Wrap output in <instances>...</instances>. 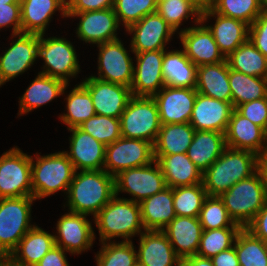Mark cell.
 Masks as SVG:
<instances>
[{"label":"cell","instance_id":"1","mask_svg":"<svg viewBox=\"0 0 267 266\" xmlns=\"http://www.w3.org/2000/svg\"><path fill=\"white\" fill-rule=\"evenodd\" d=\"M66 194L71 212L95 216L115 195V178L105 170L75 171Z\"/></svg>","mask_w":267,"mask_h":266},{"label":"cell","instance_id":"2","mask_svg":"<svg viewBox=\"0 0 267 266\" xmlns=\"http://www.w3.org/2000/svg\"><path fill=\"white\" fill-rule=\"evenodd\" d=\"M257 155L226 147L219 158L203 173L202 183L208 196H220L242 179L257 171Z\"/></svg>","mask_w":267,"mask_h":266},{"label":"cell","instance_id":"3","mask_svg":"<svg viewBox=\"0 0 267 266\" xmlns=\"http://www.w3.org/2000/svg\"><path fill=\"white\" fill-rule=\"evenodd\" d=\"M99 229L101 243L109 242L112 238L122 237V241H131L130 238L141 234L145 230L140 204L119 198L115 194L110 201L94 216Z\"/></svg>","mask_w":267,"mask_h":266},{"label":"cell","instance_id":"4","mask_svg":"<svg viewBox=\"0 0 267 266\" xmlns=\"http://www.w3.org/2000/svg\"><path fill=\"white\" fill-rule=\"evenodd\" d=\"M31 156L32 192L35 199H41L59 190L67 191L75 169L64 151L45 156ZM36 162V163H35Z\"/></svg>","mask_w":267,"mask_h":266},{"label":"cell","instance_id":"5","mask_svg":"<svg viewBox=\"0 0 267 266\" xmlns=\"http://www.w3.org/2000/svg\"><path fill=\"white\" fill-rule=\"evenodd\" d=\"M233 221L245 228L264 207L267 200L260 174L242 179L219 196Z\"/></svg>","mask_w":267,"mask_h":266},{"label":"cell","instance_id":"6","mask_svg":"<svg viewBox=\"0 0 267 266\" xmlns=\"http://www.w3.org/2000/svg\"><path fill=\"white\" fill-rule=\"evenodd\" d=\"M33 196L0 198V257H9L30 225Z\"/></svg>","mask_w":267,"mask_h":266},{"label":"cell","instance_id":"7","mask_svg":"<svg viewBox=\"0 0 267 266\" xmlns=\"http://www.w3.org/2000/svg\"><path fill=\"white\" fill-rule=\"evenodd\" d=\"M119 119L121 137L141 139L154 144L161 122L153 97L132 96Z\"/></svg>","mask_w":267,"mask_h":266},{"label":"cell","instance_id":"8","mask_svg":"<svg viewBox=\"0 0 267 266\" xmlns=\"http://www.w3.org/2000/svg\"><path fill=\"white\" fill-rule=\"evenodd\" d=\"M33 196L31 156L17 147L0 156V198Z\"/></svg>","mask_w":267,"mask_h":266},{"label":"cell","instance_id":"9","mask_svg":"<svg viewBox=\"0 0 267 266\" xmlns=\"http://www.w3.org/2000/svg\"><path fill=\"white\" fill-rule=\"evenodd\" d=\"M38 57L45 62L44 70L39 73L60 79L66 84H69V77L80 72L74 46L65 38H44V34H40Z\"/></svg>","mask_w":267,"mask_h":266},{"label":"cell","instance_id":"10","mask_svg":"<svg viewBox=\"0 0 267 266\" xmlns=\"http://www.w3.org/2000/svg\"><path fill=\"white\" fill-rule=\"evenodd\" d=\"M153 161L152 143L141 139L120 137L106 146L103 170L116 176L120 171L142 167Z\"/></svg>","mask_w":267,"mask_h":266},{"label":"cell","instance_id":"11","mask_svg":"<svg viewBox=\"0 0 267 266\" xmlns=\"http://www.w3.org/2000/svg\"><path fill=\"white\" fill-rule=\"evenodd\" d=\"M114 178L115 194L118 196L119 192L129 193L133 198L128 200L137 203L167 187L161 168L156 160L142 167L120 171Z\"/></svg>","mask_w":267,"mask_h":266},{"label":"cell","instance_id":"12","mask_svg":"<svg viewBox=\"0 0 267 266\" xmlns=\"http://www.w3.org/2000/svg\"><path fill=\"white\" fill-rule=\"evenodd\" d=\"M99 80L122 84L131 87L134 76V65L131 56L118 38L97 45Z\"/></svg>","mask_w":267,"mask_h":266},{"label":"cell","instance_id":"13","mask_svg":"<svg viewBox=\"0 0 267 266\" xmlns=\"http://www.w3.org/2000/svg\"><path fill=\"white\" fill-rule=\"evenodd\" d=\"M81 84L90 92L96 115L119 119L133 96L130 87L105 82L93 76Z\"/></svg>","mask_w":267,"mask_h":266},{"label":"cell","instance_id":"14","mask_svg":"<svg viewBox=\"0 0 267 266\" xmlns=\"http://www.w3.org/2000/svg\"><path fill=\"white\" fill-rule=\"evenodd\" d=\"M15 42L0 56L1 85L31 68L38 57L39 34L19 33Z\"/></svg>","mask_w":267,"mask_h":266},{"label":"cell","instance_id":"15","mask_svg":"<svg viewBox=\"0 0 267 266\" xmlns=\"http://www.w3.org/2000/svg\"><path fill=\"white\" fill-rule=\"evenodd\" d=\"M66 17H80L77 37L86 43L102 44L118 39L119 22L114 8L98 11L66 12Z\"/></svg>","mask_w":267,"mask_h":266},{"label":"cell","instance_id":"16","mask_svg":"<svg viewBox=\"0 0 267 266\" xmlns=\"http://www.w3.org/2000/svg\"><path fill=\"white\" fill-rule=\"evenodd\" d=\"M126 31L133 33L130 44L132 53L165 49V44L175 33L158 12L144 16L140 21L130 25Z\"/></svg>","mask_w":267,"mask_h":266},{"label":"cell","instance_id":"17","mask_svg":"<svg viewBox=\"0 0 267 266\" xmlns=\"http://www.w3.org/2000/svg\"><path fill=\"white\" fill-rule=\"evenodd\" d=\"M195 88L165 85L153 96L156 101L161 125L189 123L197 96Z\"/></svg>","mask_w":267,"mask_h":266},{"label":"cell","instance_id":"18","mask_svg":"<svg viewBox=\"0 0 267 266\" xmlns=\"http://www.w3.org/2000/svg\"><path fill=\"white\" fill-rule=\"evenodd\" d=\"M86 214L69 212L57 221L55 245L71 254H80L88 250L95 240V233Z\"/></svg>","mask_w":267,"mask_h":266},{"label":"cell","instance_id":"19","mask_svg":"<svg viewBox=\"0 0 267 266\" xmlns=\"http://www.w3.org/2000/svg\"><path fill=\"white\" fill-rule=\"evenodd\" d=\"M165 50L134 53L137 66L134 67L133 82L130 87L133 96L153 97L165 86L162 71Z\"/></svg>","mask_w":267,"mask_h":266},{"label":"cell","instance_id":"20","mask_svg":"<svg viewBox=\"0 0 267 266\" xmlns=\"http://www.w3.org/2000/svg\"><path fill=\"white\" fill-rule=\"evenodd\" d=\"M201 24V25H200ZM183 51L197 67L225 61L212 33L202 22L196 27L184 28L179 33Z\"/></svg>","mask_w":267,"mask_h":266},{"label":"cell","instance_id":"21","mask_svg":"<svg viewBox=\"0 0 267 266\" xmlns=\"http://www.w3.org/2000/svg\"><path fill=\"white\" fill-rule=\"evenodd\" d=\"M234 106L230 102L197 93L190 124L196 131L226 132Z\"/></svg>","mask_w":267,"mask_h":266},{"label":"cell","instance_id":"22","mask_svg":"<svg viewBox=\"0 0 267 266\" xmlns=\"http://www.w3.org/2000/svg\"><path fill=\"white\" fill-rule=\"evenodd\" d=\"M226 146L250 151L257 156L267 150V132L233 110L225 132Z\"/></svg>","mask_w":267,"mask_h":266},{"label":"cell","instance_id":"23","mask_svg":"<svg viewBox=\"0 0 267 266\" xmlns=\"http://www.w3.org/2000/svg\"><path fill=\"white\" fill-rule=\"evenodd\" d=\"M68 130L72 132L70 152H64L73 163L75 171L103 170L106 146L79 127Z\"/></svg>","mask_w":267,"mask_h":266},{"label":"cell","instance_id":"24","mask_svg":"<svg viewBox=\"0 0 267 266\" xmlns=\"http://www.w3.org/2000/svg\"><path fill=\"white\" fill-rule=\"evenodd\" d=\"M215 17L214 26H206L212 33L221 53L227 58L241 44L249 38V25L239 19L226 17L216 13L213 9L201 13V22Z\"/></svg>","mask_w":267,"mask_h":266},{"label":"cell","instance_id":"25","mask_svg":"<svg viewBox=\"0 0 267 266\" xmlns=\"http://www.w3.org/2000/svg\"><path fill=\"white\" fill-rule=\"evenodd\" d=\"M162 231L181 260L197 254L203 232L198 217L176 216Z\"/></svg>","mask_w":267,"mask_h":266},{"label":"cell","instance_id":"26","mask_svg":"<svg viewBox=\"0 0 267 266\" xmlns=\"http://www.w3.org/2000/svg\"><path fill=\"white\" fill-rule=\"evenodd\" d=\"M139 241L138 263L144 266H179L181 259L163 231L144 230Z\"/></svg>","mask_w":267,"mask_h":266},{"label":"cell","instance_id":"27","mask_svg":"<svg viewBox=\"0 0 267 266\" xmlns=\"http://www.w3.org/2000/svg\"><path fill=\"white\" fill-rule=\"evenodd\" d=\"M154 160L161 168L166 185L171 188L202 183L203 173L186 153L154 155Z\"/></svg>","mask_w":267,"mask_h":266},{"label":"cell","instance_id":"28","mask_svg":"<svg viewBox=\"0 0 267 266\" xmlns=\"http://www.w3.org/2000/svg\"><path fill=\"white\" fill-rule=\"evenodd\" d=\"M22 33L44 34L55 11L66 17L65 0H21Z\"/></svg>","mask_w":267,"mask_h":266},{"label":"cell","instance_id":"29","mask_svg":"<svg viewBox=\"0 0 267 266\" xmlns=\"http://www.w3.org/2000/svg\"><path fill=\"white\" fill-rule=\"evenodd\" d=\"M139 204L145 230L162 231L176 217L173 188L169 186L142 200Z\"/></svg>","mask_w":267,"mask_h":266},{"label":"cell","instance_id":"30","mask_svg":"<svg viewBox=\"0 0 267 266\" xmlns=\"http://www.w3.org/2000/svg\"><path fill=\"white\" fill-rule=\"evenodd\" d=\"M225 134L216 131H195L186 154L204 173L226 148Z\"/></svg>","mask_w":267,"mask_h":266},{"label":"cell","instance_id":"31","mask_svg":"<svg viewBox=\"0 0 267 266\" xmlns=\"http://www.w3.org/2000/svg\"><path fill=\"white\" fill-rule=\"evenodd\" d=\"M227 61L197 67L196 91L211 98L231 103Z\"/></svg>","mask_w":267,"mask_h":266},{"label":"cell","instance_id":"32","mask_svg":"<svg viewBox=\"0 0 267 266\" xmlns=\"http://www.w3.org/2000/svg\"><path fill=\"white\" fill-rule=\"evenodd\" d=\"M54 245L53 234L34 226L20 240L9 258L19 266H35Z\"/></svg>","mask_w":267,"mask_h":266},{"label":"cell","instance_id":"33","mask_svg":"<svg viewBox=\"0 0 267 266\" xmlns=\"http://www.w3.org/2000/svg\"><path fill=\"white\" fill-rule=\"evenodd\" d=\"M68 86L60 79L38 73V76L26 89L23 96L19 98V115L26 114L41 105L51 102L56 97L64 94Z\"/></svg>","mask_w":267,"mask_h":266},{"label":"cell","instance_id":"34","mask_svg":"<svg viewBox=\"0 0 267 266\" xmlns=\"http://www.w3.org/2000/svg\"><path fill=\"white\" fill-rule=\"evenodd\" d=\"M165 85L180 88H195L197 66L185 55L183 50L164 51L162 62Z\"/></svg>","mask_w":267,"mask_h":266},{"label":"cell","instance_id":"35","mask_svg":"<svg viewBox=\"0 0 267 266\" xmlns=\"http://www.w3.org/2000/svg\"><path fill=\"white\" fill-rule=\"evenodd\" d=\"M195 131L190 123L161 125L153 144L154 155L186 153L192 143Z\"/></svg>","mask_w":267,"mask_h":266},{"label":"cell","instance_id":"36","mask_svg":"<svg viewBox=\"0 0 267 266\" xmlns=\"http://www.w3.org/2000/svg\"><path fill=\"white\" fill-rule=\"evenodd\" d=\"M226 61L232 70L253 77L267 78V58L255 47L248 38Z\"/></svg>","mask_w":267,"mask_h":266},{"label":"cell","instance_id":"37","mask_svg":"<svg viewBox=\"0 0 267 266\" xmlns=\"http://www.w3.org/2000/svg\"><path fill=\"white\" fill-rule=\"evenodd\" d=\"M231 103L239 105L267 97V78L253 77L229 68Z\"/></svg>","mask_w":267,"mask_h":266},{"label":"cell","instance_id":"38","mask_svg":"<svg viewBox=\"0 0 267 266\" xmlns=\"http://www.w3.org/2000/svg\"><path fill=\"white\" fill-rule=\"evenodd\" d=\"M67 113L60 120L69 128L78 127L96 114L90 92L80 83L71 90L66 98Z\"/></svg>","mask_w":267,"mask_h":266},{"label":"cell","instance_id":"39","mask_svg":"<svg viewBox=\"0 0 267 266\" xmlns=\"http://www.w3.org/2000/svg\"><path fill=\"white\" fill-rule=\"evenodd\" d=\"M240 266H267V242L242 228L234 241Z\"/></svg>","mask_w":267,"mask_h":266},{"label":"cell","instance_id":"40","mask_svg":"<svg viewBox=\"0 0 267 266\" xmlns=\"http://www.w3.org/2000/svg\"><path fill=\"white\" fill-rule=\"evenodd\" d=\"M207 196L203 183L173 188V205L176 216L198 217Z\"/></svg>","mask_w":267,"mask_h":266},{"label":"cell","instance_id":"41","mask_svg":"<svg viewBox=\"0 0 267 266\" xmlns=\"http://www.w3.org/2000/svg\"><path fill=\"white\" fill-rule=\"evenodd\" d=\"M241 229L242 227H225L203 230L196 255L211 259L220 252L230 249Z\"/></svg>","mask_w":267,"mask_h":266},{"label":"cell","instance_id":"42","mask_svg":"<svg viewBox=\"0 0 267 266\" xmlns=\"http://www.w3.org/2000/svg\"><path fill=\"white\" fill-rule=\"evenodd\" d=\"M113 242V243H112ZM103 242L95 258L97 266H135L137 251L132 241Z\"/></svg>","mask_w":267,"mask_h":266},{"label":"cell","instance_id":"43","mask_svg":"<svg viewBox=\"0 0 267 266\" xmlns=\"http://www.w3.org/2000/svg\"><path fill=\"white\" fill-rule=\"evenodd\" d=\"M203 230L225 227H241L229 216L223 200L219 196H207L199 213Z\"/></svg>","mask_w":267,"mask_h":266},{"label":"cell","instance_id":"44","mask_svg":"<svg viewBox=\"0 0 267 266\" xmlns=\"http://www.w3.org/2000/svg\"><path fill=\"white\" fill-rule=\"evenodd\" d=\"M78 127L105 146L121 137L120 119L117 118L95 114Z\"/></svg>","mask_w":267,"mask_h":266},{"label":"cell","instance_id":"45","mask_svg":"<svg viewBox=\"0 0 267 266\" xmlns=\"http://www.w3.org/2000/svg\"><path fill=\"white\" fill-rule=\"evenodd\" d=\"M216 13L244 21L249 26L261 14L260 0H215Z\"/></svg>","mask_w":267,"mask_h":266},{"label":"cell","instance_id":"46","mask_svg":"<svg viewBox=\"0 0 267 266\" xmlns=\"http://www.w3.org/2000/svg\"><path fill=\"white\" fill-rule=\"evenodd\" d=\"M157 12L176 32L183 20L192 16L197 24L201 23V12L187 0L157 1Z\"/></svg>","mask_w":267,"mask_h":266},{"label":"cell","instance_id":"47","mask_svg":"<svg viewBox=\"0 0 267 266\" xmlns=\"http://www.w3.org/2000/svg\"><path fill=\"white\" fill-rule=\"evenodd\" d=\"M114 11L119 24L122 21L127 29L144 16L157 12L156 0H115Z\"/></svg>","mask_w":267,"mask_h":266},{"label":"cell","instance_id":"48","mask_svg":"<svg viewBox=\"0 0 267 266\" xmlns=\"http://www.w3.org/2000/svg\"><path fill=\"white\" fill-rule=\"evenodd\" d=\"M236 110L267 132V97L241 104Z\"/></svg>","mask_w":267,"mask_h":266},{"label":"cell","instance_id":"49","mask_svg":"<svg viewBox=\"0 0 267 266\" xmlns=\"http://www.w3.org/2000/svg\"><path fill=\"white\" fill-rule=\"evenodd\" d=\"M249 39L267 58V14L261 13L249 26Z\"/></svg>","mask_w":267,"mask_h":266},{"label":"cell","instance_id":"50","mask_svg":"<svg viewBox=\"0 0 267 266\" xmlns=\"http://www.w3.org/2000/svg\"><path fill=\"white\" fill-rule=\"evenodd\" d=\"M9 25L13 26V35L22 33L20 3L0 5V29Z\"/></svg>","mask_w":267,"mask_h":266},{"label":"cell","instance_id":"51","mask_svg":"<svg viewBox=\"0 0 267 266\" xmlns=\"http://www.w3.org/2000/svg\"><path fill=\"white\" fill-rule=\"evenodd\" d=\"M115 0H65L66 12L98 11L114 7Z\"/></svg>","mask_w":267,"mask_h":266},{"label":"cell","instance_id":"52","mask_svg":"<svg viewBox=\"0 0 267 266\" xmlns=\"http://www.w3.org/2000/svg\"><path fill=\"white\" fill-rule=\"evenodd\" d=\"M245 228L257 238L267 242V200L264 207Z\"/></svg>","mask_w":267,"mask_h":266},{"label":"cell","instance_id":"53","mask_svg":"<svg viewBox=\"0 0 267 266\" xmlns=\"http://www.w3.org/2000/svg\"><path fill=\"white\" fill-rule=\"evenodd\" d=\"M64 252L54 245L35 266H69Z\"/></svg>","mask_w":267,"mask_h":266},{"label":"cell","instance_id":"54","mask_svg":"<svg viewBox=\"0 0 267 266\" xmlns=\"http://www.w3.org/2000/svg\"><path fill=\"white\" fill-rule=\"evenodd\" d=\"M211 261L214 266H240L235 247L222 251L213 258Z\"/></svg>","mask_w":267,"mask_h":266},{"label":"cell","instance_id":"55","mask_svg":"<svg viewBox=\"0 0 267 266\" xmlns=\"http://www.w3.org/2000/svg\"><path fill=\"white\" fill-rule=\"evenodd\" d=\"M257 172L260 174L261 179L263 180L267 195V150L262 152L257 157Z\"/></svg>","mask_w":267,"mask_h":266},{"label":"cell","instance_id":"56","mask_svg":"<svg viewBox=\"0 0 267 266\" xmlns=\"http://www.w3.org/2000/svg\"><path fill=\"white\" fill-rule=\"evenodd\" d=\"M179 266H214L211 259L199 257L197 255L184 258Z\"/></svg>","mask_w":267,"mask_h":266},{"label":"cell","instance_id":"57","mask_svg":"<svg viewBox=\"0 0 267 266\" xmlns=\"http://www.w3.org/2000/svg\"><path fill=\"white\" fill-rule=\"evenodd\" d=\"M195 8H197L201 13L209 11L213 8L215 0H187Z\"/></svg>","mask_w":267,"mask_h":266},{"label":"cell","instance_id":"58","mask_svg":"<svg viewBox=\"0 0 267 266\" xmlns=\"http://www.w3.org/2000/svg\"><path fill=\"white\" fill-rule=\"evenodd\" d=\"M0 266H19L15 264L9 257H0Z\"/></svg>","mask_w":267,"mask_h":266},{"label":"cell","instance_id":"59","mask_svg":"<svg viewBox=\"0 0 267 266\" xmlns=\"http://www.w3.org/2000/svg\"><path fill=\"white\" fill-rule=\"evenodd\" d=\"M261 13L267 14V0H260Z\"/></svg>","mask_w":267,"mask_h":266},{"label":"cell","instance_id":"60","mask_svg":"<svg viewBox=\"0 0 267 266\" xmlns=\"http://www.w3.org/2000/svg\"><path fill=\"white\" fill-rule=\"evenodd\" d=\"M11 3H20L18 0H0V5L11 4Z\"/></svg>","mask_w":267,"mask_h":266},{"label":"cell","instance_id":"61","mask_svg":"<svg viewBox=\"0 0 267 266\" xmlns=\"http://www.w3.org/2000/svg\"><path fill=\"white\" fill-rule=\"evenodd\" d=\"M135 266H144V265L137 262Z\"/></svg>","mask_w":267,"mask_h":266}]
</instances>
